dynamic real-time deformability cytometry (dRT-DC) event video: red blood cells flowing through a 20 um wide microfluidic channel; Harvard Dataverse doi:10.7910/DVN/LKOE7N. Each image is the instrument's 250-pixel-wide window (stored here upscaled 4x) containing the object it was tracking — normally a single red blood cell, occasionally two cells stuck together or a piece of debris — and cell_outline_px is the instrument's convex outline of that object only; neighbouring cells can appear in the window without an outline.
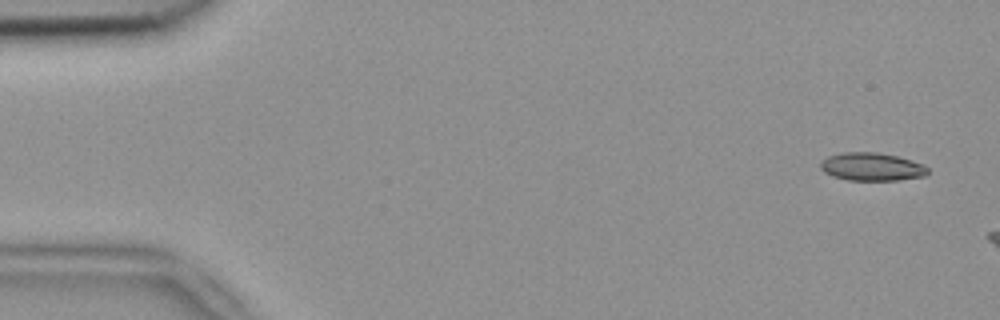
{"species": "common noctule bat (a hibernating species)", "species_latin": "Nyctalus noctula", "temperature_condition": "room temperature", "stored_images_in_passage": 2, "camera_frame_rate_fps": 3000, "um_per_image_px": 0.085, "animal": {"sex": "female", "body_mass_g": 18.4}, "frame": {"image": 1, "passage_image": 1, "time_ms": 0.0, "image_size_px": [1000, 320], "cell_outline_px": [[928, 172], [924, 176], [900, 180], [848, 180], [832, 176], [824, 172], [820, 168], [820, 164], [828, 156], [840, 152], [880, 152], [912, 160], [924, 164], [928, 168]], "centroid_in_image_um": [74.11, 14.17], "position_along_channel_um": 10.9, "area_um2": 17.63}}